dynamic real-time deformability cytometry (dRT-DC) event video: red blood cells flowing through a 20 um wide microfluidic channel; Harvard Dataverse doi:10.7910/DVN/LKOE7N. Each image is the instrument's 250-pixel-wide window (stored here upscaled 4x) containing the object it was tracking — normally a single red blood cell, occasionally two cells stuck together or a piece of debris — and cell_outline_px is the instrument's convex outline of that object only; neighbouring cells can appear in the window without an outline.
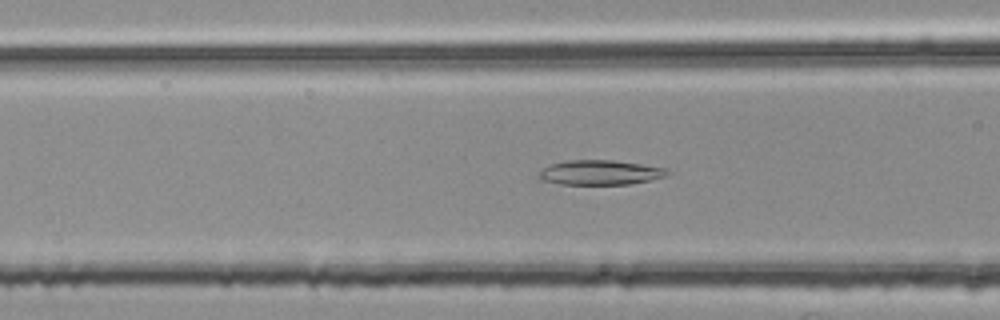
{"species": "common noctule bat (a hibernating species)", "species_latin": "Nyctalus noctula", "temperature_condition": "room temperature", "stored_images_in_passage": 29, "camera_frame_rate_fps": 3000, "um_per_image_px": 0.085, "animal": {"sex": "female", "body_mass_g": 25.1}, "frame": {"image": 1, "passage_image": 7, "time_ms": 2.0, "image_size_px": [1000, 320], "cell_outline_px": [[672, 172], [664, 176], [652, 180], [632, 184], [560, 184], [544, 180], [540, 176], [540, 172], [548, 164], [568, 160], [612, 160], [668, 168]], "centroid_in_image_um": [51.07, 14.66], "position_along_channel_um": 115.5, "area_um2": 18.44}}
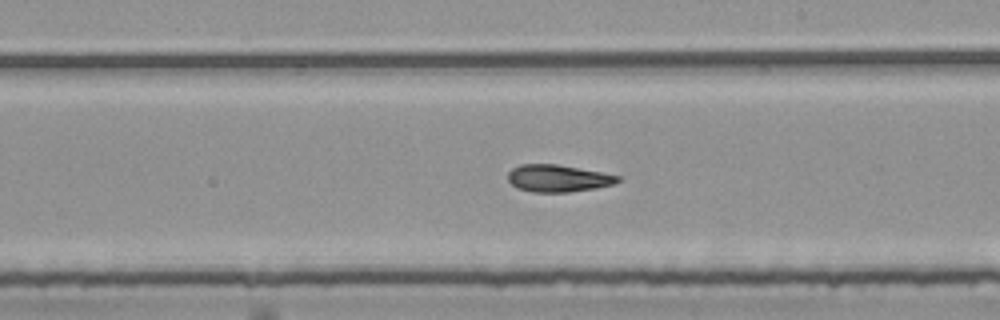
{"frame": {"image": 2, "passage_image": 17, "time_ms": 5.333, "image_size_px": [1000, 320], "cell_outline_px": [[620, 180], [612, 184], [596, 188], [568, 192], [532, 192], [516, 188], [508, 180], [508, 172], [512, 168], [520, 164], [556, 164], [600, 172], [620, 176]], "centroid_in_image_um": [47.38, 15.16], "position_along_channel_um": 241.6, "area_um2": 17.28}}
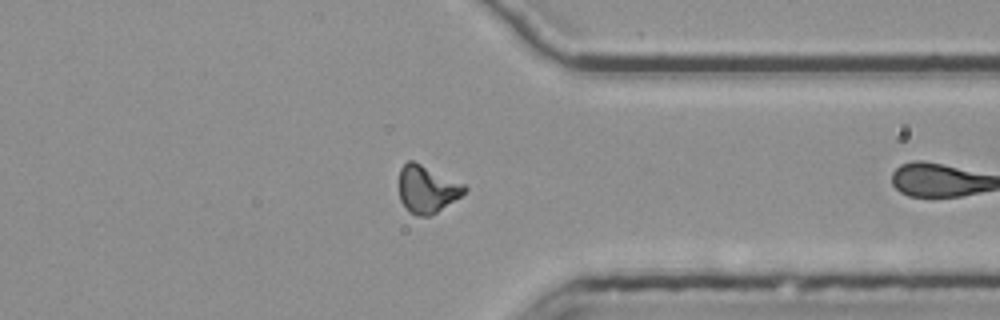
{"frame": {"image": 3, "passage_image": 28, "time_ms": 9.0, "image_size_px": [1000, 320], "cell_outline_px": [[468, 188], [460, 196], [432, 216], [416, 216], [408, 212], [400, 200], [400, 168], [408, 160], [412, 160], [464, 184]], "centroid_in_image_um": [36.28, 16.1], "position_along_channel_um": 375.1, "area_um2": 17.92}}